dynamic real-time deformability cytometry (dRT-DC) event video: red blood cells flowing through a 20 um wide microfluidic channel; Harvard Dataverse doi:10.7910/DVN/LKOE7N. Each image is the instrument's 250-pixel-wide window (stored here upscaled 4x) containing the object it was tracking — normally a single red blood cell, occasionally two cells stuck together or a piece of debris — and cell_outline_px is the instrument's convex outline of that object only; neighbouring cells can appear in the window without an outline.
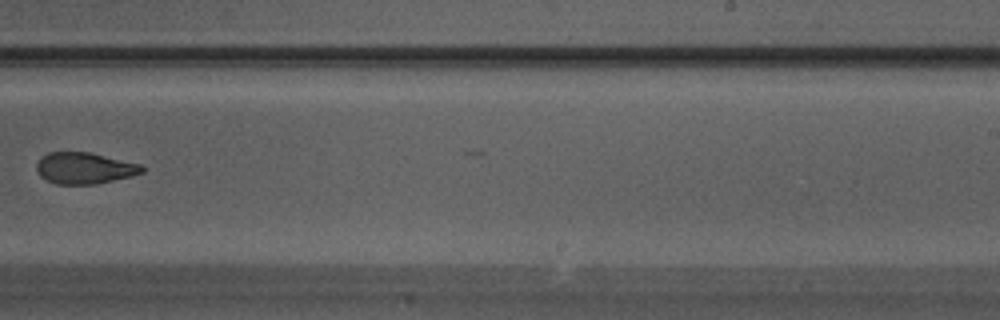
{"species": "Egyptian fruit bat (a non-hibernating species)", "species_latin": "Rousettus aegyptiacus", "temperature_condition": "warm", "stored_images_in_passage": 19, "camera_frame_rate_fps": 3000, "um_per_image_px": 0.085, "animal": {"sex": "male"}, "frame": {"image": 1, "passage_image": 11, "time_ms": 3.333, "image_size_px": [1000, 320], "cell_outline_px": [[144, 172], [132, 176], [96, 184], [56, 184], [40, 176], [36, 172], [36, 164], [48, 152], [88, 152], [140, 164], [144, 168]], "centroid_in_image_um": [7.18, 14.3], "position_along_channel_um": 281.8, "area_um2": 19.13}}
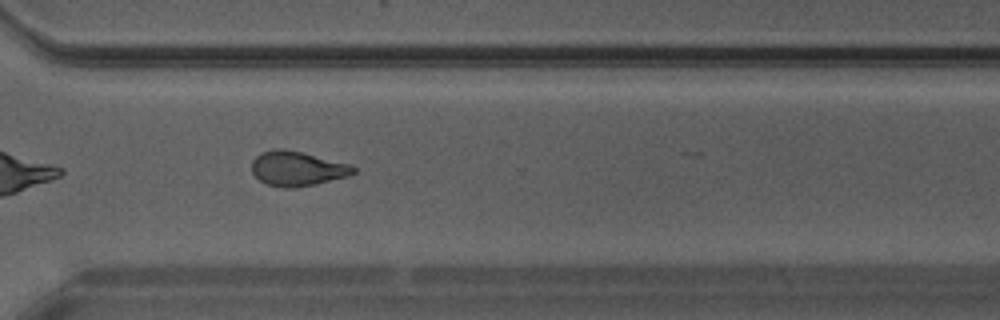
{"frame": {"image": 2, "passage_image": 14, "time_ms": 4.333, "image_size_px": [1000, 320], "cell_outline_px": [[356, 172], [348, 176], [316, 184], [288, 188], [284, 188], [268, 184], [260, 180], [252, 172], [252, 160], [260, 152], [276, 148], [284, 148], [348, 164], [356, 168]], "centroid_in_image_um": [25.23, 14.32], "position_along_channel_um": 345.4, "area_um2": 20.29}}